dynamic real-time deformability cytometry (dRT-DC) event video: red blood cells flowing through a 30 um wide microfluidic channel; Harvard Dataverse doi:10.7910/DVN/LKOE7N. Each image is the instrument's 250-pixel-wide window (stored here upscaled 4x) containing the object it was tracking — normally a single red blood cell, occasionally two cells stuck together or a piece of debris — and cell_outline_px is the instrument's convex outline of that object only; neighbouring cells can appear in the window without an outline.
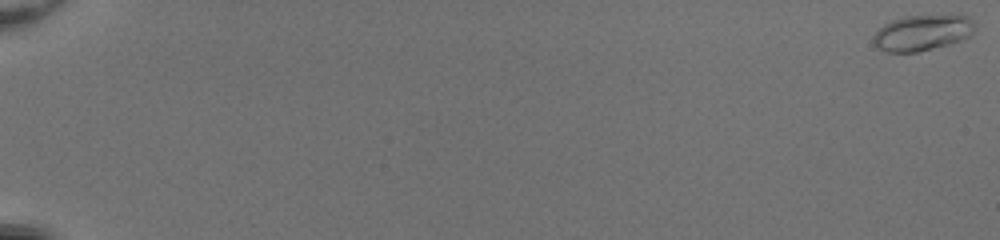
{"species": "common noctule bat (a hibernating species)", "species_latin": "Nyctalus noctula", "temperature_condition": "room temperature", "stored_images_in_passage": 55, "camera_frame_rate_fps": 3000, "um_per_image_px": 0.085, "animal": {"sex": "female", "body_mass_g": 20.0, "forearm_length_mm": 54.0}, "frame": {"image": 1, "passage_image": 1, "time_ms": 0.0, "image_size_px": [1000, 240], "cell_outline_px": [[976, 28], [972, 36], [948, 44], [916, 52], [884, 52], [872, 44], [872, 36], [884, 24], [892, 20], [904, 16], [956, 12], [968, 16], [972, 20]], "centroid_in_image_um": [78.44, 2.73], "position_along_channel_um": 6.6, "area_um2": 22.02}}
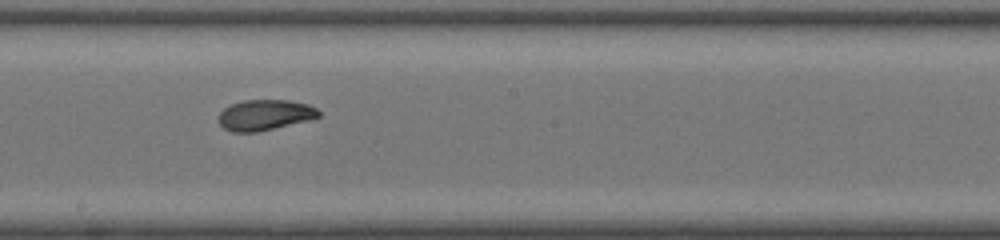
{"frame": {"image": 2, "passage_image": 34, "time_ms": 11.0, "image_size_px": [1000, 240], "cell_outline_px": [[320, 116], [308, 120], [256, 132], [232, 132], [224, 128], [220, 124], [220, 112], [224, 108], [232, 104], [244, 100], [288, 100], [308, 104], [316, 108], [320, 112]], "centroid_in_image_um": [22.52, 9.76], "position_along_channel_um": 225.7, "area_um2": 17.63}}
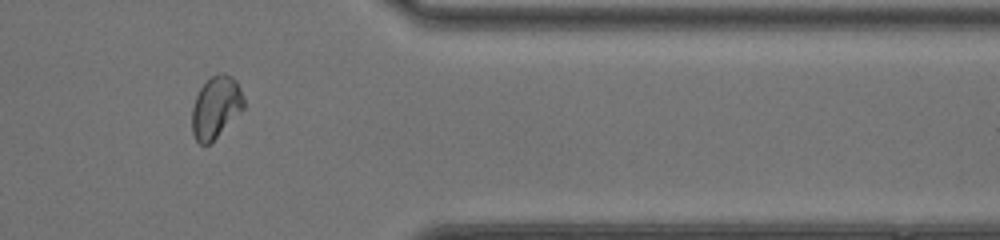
{"frame": {"image": 3, "passage_image": 47, "time_ms": 15.333, "image_size_px": [1000, 240], "cell_outline_px": [[244, 108], [204, 148], [196, 140], [192, 132], [192, 108], [196, 96], [200, 88], [212, 76], [220, 72], [224, 72], [232, 76], [236, 80], [240, 88], [244, 100]], "centroid_in_image_um": [18.33, 9.1], "position_along_channel_um": 393.1, "area_um2": 18.5}, "authors_computed_cell_mechanics": {"area_um2": 18.2648, "velocity_mm_per_s": 4.0994, "shape_relaxation_time_tau1_ms": 3.0256, "shape_relaxation_time_tau2_ms": 1.9502, "deformation_change_tau1": 0.1551, "deformation_change_tau2": 0.0706}}